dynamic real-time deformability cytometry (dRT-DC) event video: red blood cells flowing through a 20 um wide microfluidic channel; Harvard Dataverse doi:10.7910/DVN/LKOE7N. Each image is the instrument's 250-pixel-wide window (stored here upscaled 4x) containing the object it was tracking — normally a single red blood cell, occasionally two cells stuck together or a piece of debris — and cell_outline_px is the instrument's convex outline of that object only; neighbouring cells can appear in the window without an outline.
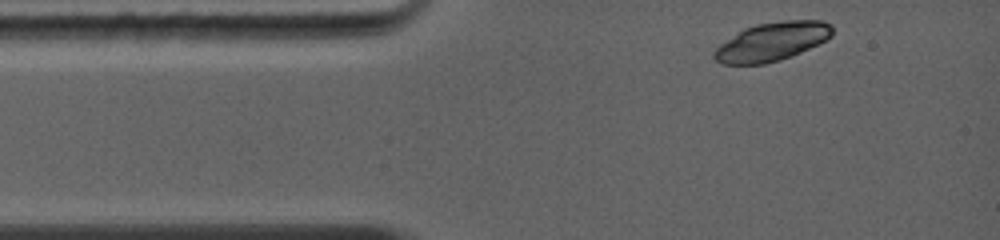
{"species": "common noctule bat (a hibernating species)", "species_latin": "Nyctalus noctula", "temperature_condition": "warm", "stored_images_in_passage": 4, "camera_frame_rate_fps": 5000, "um_per_image_px": 0.085, "animal": {"sex": "female", "body_mass_g": 19.0, "forearm_length_mm": 56.7}, "frame": {"image": 1, "passage_image": 1, "time_ms": 0.0, "image_size_px": [1000, 240], "cell_outline_px": [[832, 36], [792, 56], [780, 60], [764, 64], [720, 64], [712, 56], [712, 52], [720, 44], [744, 28], [756, 24], [784, 20], [820, 20], [832, 24]], "centroid_in_image_um": [65.59, 3.54], "position_along_channel_um": 19.4, "area_um2": 26.47}}